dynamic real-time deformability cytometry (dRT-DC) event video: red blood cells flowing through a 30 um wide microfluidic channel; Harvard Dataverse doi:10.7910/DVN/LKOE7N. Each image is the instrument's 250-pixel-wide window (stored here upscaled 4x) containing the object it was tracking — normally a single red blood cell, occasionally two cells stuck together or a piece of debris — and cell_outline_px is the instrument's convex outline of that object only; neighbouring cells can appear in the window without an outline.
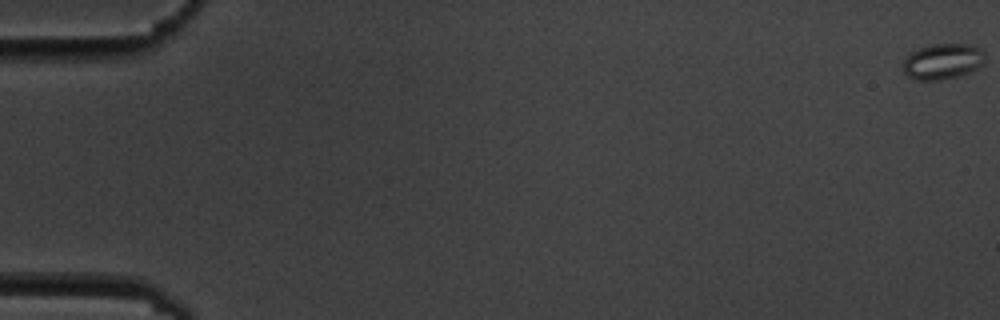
{"species": "common noctule bat (a hibernating species)", "species_latin": "Nyctalus noctula", "temperature_condition": "cold", "stored_images_in_passage": 6, "camera_frame_rate_fps": 3000, "um_per_image_px": 0.085, "animal": {"sex": "male", "body_mass_g": 19.5, "forearm_length_mm": 54.6}, "frame": {"image": 1, "passage_image": 1, "time_ms": 0.0, "image_size_px": [1000, 320], "cell_outline_px": [[984, 64], [968, 72], [956, 76], [940, 80], [916, 80], [908, 76], [904, 72], [904, 60], [912, 52], [920, 48], [932, 44], [972, 44], [980, 48], [984, 52]], "centroid_in_image_um": [80.15, 5.21], "position_along_channel_um": 4.9, "area_um2": 16.88}}
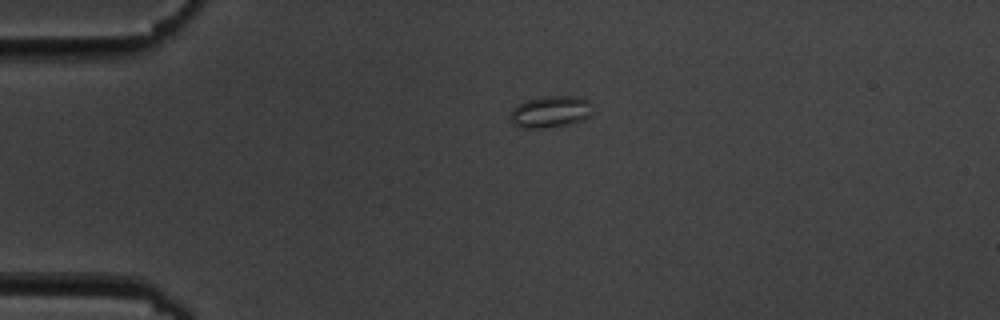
{"frame": {"image": 2, "passage_image": 5, "time_ms": 4.667, "image_size_px": [1000, 320], "cell_outline_px": [[592, 112], [584, 120], [568, 124], [540, 128], [520, 128], [512, 124], [508, 120], [512, 108], [516, 104], [524, 100], [540, 96], [580, 96], [588, 100]], "centroid_in_image_um": [46.71, 9.49], "position_along_channel_um": 38.3, "area_um2": 15.55}}